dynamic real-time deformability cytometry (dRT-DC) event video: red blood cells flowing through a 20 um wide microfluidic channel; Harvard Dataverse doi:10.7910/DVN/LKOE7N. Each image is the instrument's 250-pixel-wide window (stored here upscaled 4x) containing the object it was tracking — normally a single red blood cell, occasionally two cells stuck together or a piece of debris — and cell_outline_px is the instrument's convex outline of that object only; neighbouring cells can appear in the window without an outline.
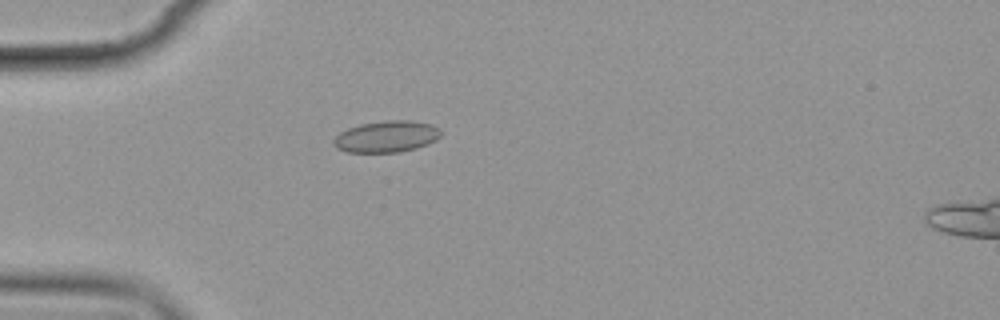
{"species": "common noctule bat (a hibernating species)", "species_latin": "Nyctalus noctula", "temperature_condition": "cold", "stored_images_in_passage": 3, "camera_frame_rate_fps": 3000, "um_per_image_px": 0.085, "animal": {"sex": "female", "body_mass_g": 19.9}, "frame": {"image": 1, "passage_image": 2, "time_ms": 1.0, "image_size_px": [1000, 320], "cell_outline_px": [[440, 136], [436, 140], [428, 144], [416, 148], [400, 152], [348, 152], [336, 148], [332, 144], [332, 140], [340, 132], [348, 128], [360, 124], [388, 120], [408, 120], [432, 124], [440, 128]], "centroid_in_image_um": [32.85, 11.61], "position_along_channel_um": 52.2, "area_um2": 19.77}}